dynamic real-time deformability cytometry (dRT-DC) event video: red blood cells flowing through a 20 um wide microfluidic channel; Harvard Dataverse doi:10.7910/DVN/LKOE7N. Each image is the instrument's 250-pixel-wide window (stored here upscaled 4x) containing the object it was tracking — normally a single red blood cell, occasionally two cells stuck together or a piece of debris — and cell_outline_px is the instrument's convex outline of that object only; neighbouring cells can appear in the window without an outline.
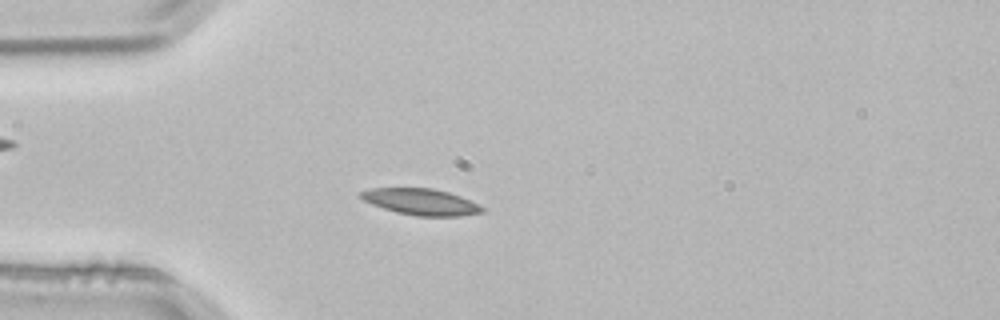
{"species": "common noctule bat (a hibernating species)", "species_latin": "Nyctalus noctula", "temperature_condition": "room temperature", "stored_images_in_passage": 2, "camera_frame_rate_fps": 3000, "um_per_image_px": 0.085, "animal": {"sex": "male", "body_mass_g": 21.5, "forearm_length_mm": 52.0}, "frame": {"image": 1, "passage_image": 2, "time_ms": 0.333, "image_size_px": [1000, 320], "cell_outline_px": [[484, 212], [460, 216], [416, 216], [396, 212], [372, 204], [364, 200], [360, 196], [360, 192], [368, 188], [432, 188], [448, 192], [460, 196], [484, 208]], "centroid_in_image_um": [35.76, 17.15], "position_along_channel_um": 49.2, "area_um2": 18.44}}